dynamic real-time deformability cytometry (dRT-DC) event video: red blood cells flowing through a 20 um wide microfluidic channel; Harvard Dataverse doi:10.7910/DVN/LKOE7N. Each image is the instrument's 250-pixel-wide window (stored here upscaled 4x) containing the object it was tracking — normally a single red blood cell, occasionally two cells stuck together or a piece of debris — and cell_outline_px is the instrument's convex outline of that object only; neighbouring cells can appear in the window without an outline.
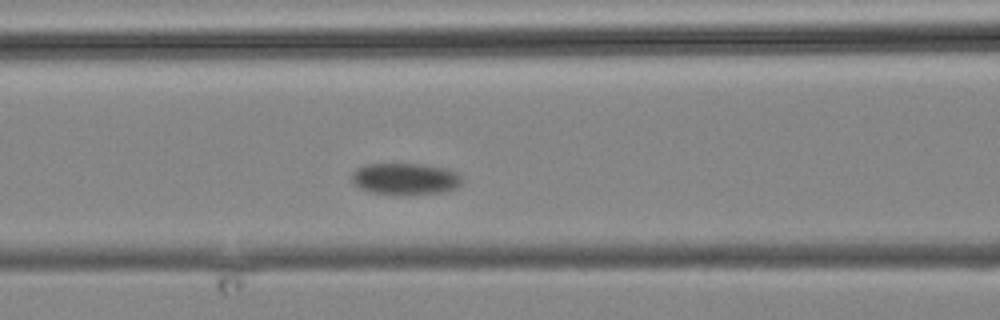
{"species": "common noctule bat (a hibernating species)", "species_latin": "Nyctalus noctula", "temperature_condition": "cold", "stored_images_in_passage": 9, "camera_frame_rate_fps": 3000, "um_per_image_px": 0.085, "animal": {"sex": "male", "body_mass_g": 19.2, "forearm_length_mm": 51.8}, "frame": {"image": 1, "passage_image": 8, "time_ms": 8.0, "image_size_px": [1000, 320], "cell_outline_px": [[464, 180], [456, 188], [444, 192], [404, 196], [396, 196], [372, 192], [360, 188], [352, 184], [352, 172], [356, 168], [364, 164], [420, 164], [448, 168], [456, 172]], "centroid_in_image_um": [34.44, 15.22], "position_along_channel_um": 132.2, "area_um2": 20.92}}